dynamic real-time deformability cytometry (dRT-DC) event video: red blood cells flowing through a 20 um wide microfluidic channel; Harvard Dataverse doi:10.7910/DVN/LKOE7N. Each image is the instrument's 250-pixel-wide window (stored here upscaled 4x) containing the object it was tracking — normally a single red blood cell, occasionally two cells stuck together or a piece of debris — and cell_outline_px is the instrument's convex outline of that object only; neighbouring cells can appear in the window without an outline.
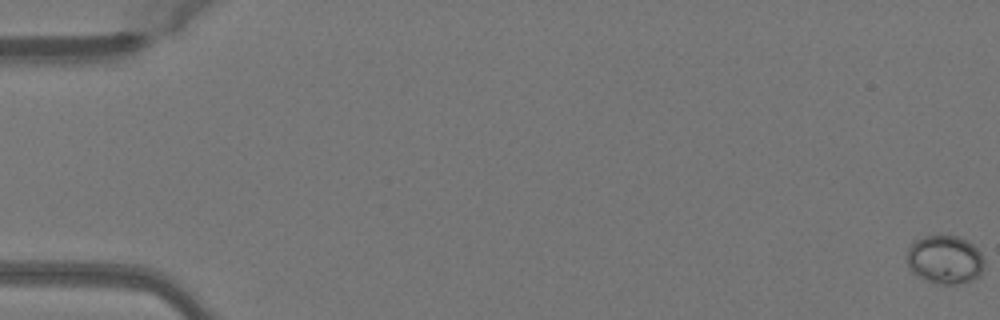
{"species": "Egyptian fruit bat (a non-hibernating species)", "species_latin": "Rousettus aegyptiacus", "temperature_condition": "warm", "stored_images_in_passage": 52, "camera_frame_rate_fps": 3000, "um_per_image_px": 0.085, "animal": {"sex": "female"}, "frame": {"image": 1, "passage_image": 1, "time_ms": 0.0, "image_size_px": [1000, 320], "cell_outline_px": [[984, 264], [980, 276], [972, 280], [956, 284], [940, 284], [928, 280], [912, 272], [908, 264], [908, 248], [916, 240], [924, 236], [956, 236], [972, 244], [980, 252], [984, 260]], "centroid_in_image_um": [80.34, 22.07], "position_along_channel_um": 4.7, "area_um2": 21.5}}
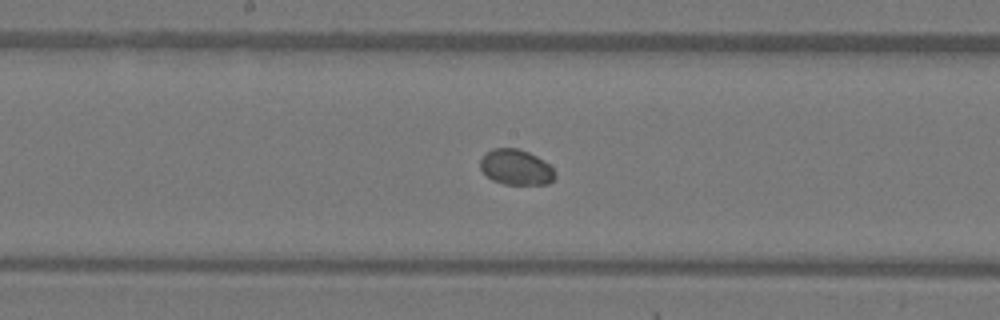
{"frame": {"image": 2, "passage_image": 28, "time_ms": 9.0, "image_size_px": [1000, 320], "cell_outline_px": [[556, 176], [548, 184], [504, 184], [492, 180], [480, 168], [480, 160], [484, 152], [492, 148], [516, 148], [528, 152], [536, 156], [548, 164], [552, 168]], "centroid_in_image_um": [43.83, 14.2], "position_along_channel_um": 204.4, "area_um2": 15.37}}
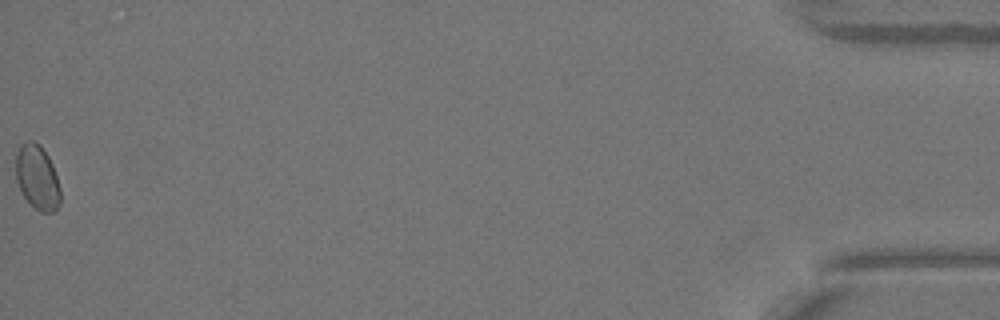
{"frame": {"image": 3, "passage_image": 52, "time_ms": 17.0, "image_size_px": [1000, 320], "cell_outline_px": [[60, 204], [52, 212], [40, 212], [24, 196], [16, 180], [16, 152], [20, 144], [28, 140], [32, 140], [40, 144], [48, 156], [52, 164], [60, 188]], "centroid_in_image_um": [3.16, 15.04], "position_along_channel_um": 432.0, "area_um2": 16.65}, "authors_computed_cell_mechanics": {"area_um2": 16.1262, "velocity_mm_per_s": 4.0694, "shape_relaxation_time_tau1_ms": 0.3792, "shape_relaxation_time_tau2_ms": null, "deformation_change_tau1": null, "deformation_change_tau2": null}}